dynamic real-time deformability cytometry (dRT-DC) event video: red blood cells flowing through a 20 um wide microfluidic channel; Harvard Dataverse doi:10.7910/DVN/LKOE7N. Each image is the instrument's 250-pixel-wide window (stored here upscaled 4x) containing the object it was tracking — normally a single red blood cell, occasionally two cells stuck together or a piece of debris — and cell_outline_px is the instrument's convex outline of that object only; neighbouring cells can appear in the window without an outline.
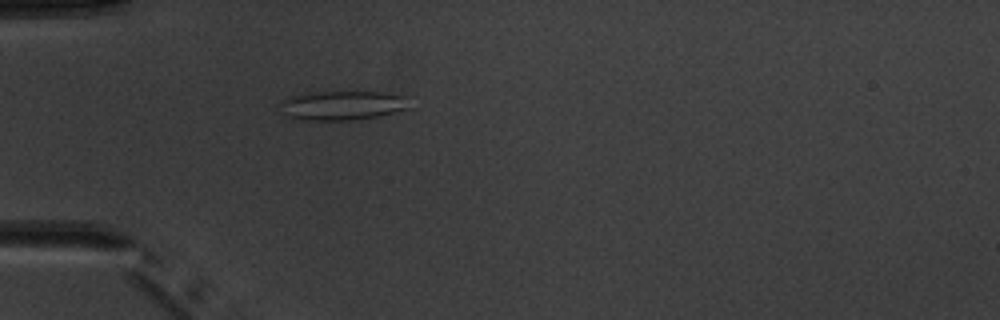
{"species": "common noctule bat (a hibernating species)", "species_latin": "Nyctalus noctula", "temperature_condition": "warm", "stored_images_in_passage": 5, "camera_frame_rate_fps": 3000, "um_per_image_px": 0.085, "animal": {"sex": "male", "body_mass_g": 20.1, "forearm_length_mm": 53.5}, "frame": {"image": 1, "passage_image": 5, "time_ms": 4.333, "image_size_px": [1000, 320], "cell_outline_px": [[412, 108], [380, 116], [352, 120], [308, 120], [284, 116], [280, 112], [276, 104], [280, 100], [292, 96], [308, 92], [380, 92], [408, 96]], "centroid_in_image_um": [29.09, 8.96], "position_along_channel_um": 55.9, "area_um2": 22.66}}